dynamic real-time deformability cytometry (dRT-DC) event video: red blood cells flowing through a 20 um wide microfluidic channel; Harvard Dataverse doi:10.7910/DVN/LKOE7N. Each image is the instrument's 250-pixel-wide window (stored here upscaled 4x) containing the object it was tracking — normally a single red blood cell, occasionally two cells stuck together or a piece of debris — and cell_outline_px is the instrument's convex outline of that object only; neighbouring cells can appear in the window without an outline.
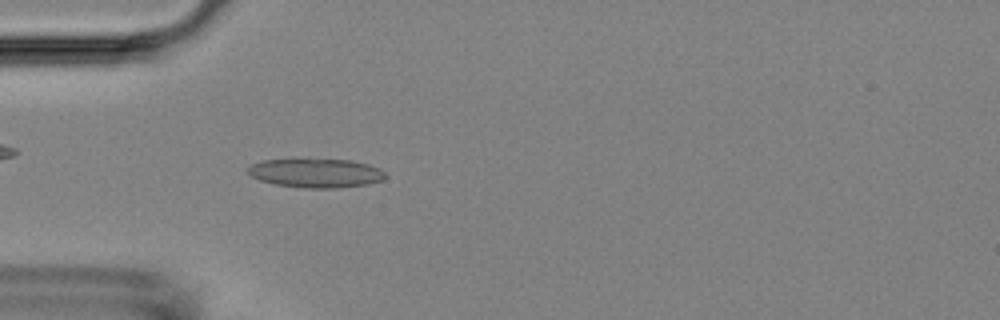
{"species": "Egyptian fruit bat (a non-hibernating species)", "species_latin": "Rousettus aegyptiacus", "temperature_condition": "room temperature", "stored_images_in_passage": 53, "camera_frame_rate_fps": 3000, "um_per_image_px": 0.085, "animal": {"sex": "female"}, "frame": {"image": 1, "passage_image": 15, "time_ms": 4.667, "image_size_px": [1000, 320], "cell_outline_px": [[384, 180], [368, 184], [336, 188], [304, 188], [276, 184], [260, 180], [252, 176], [248, 172], [248, 168], [252, 164], [260, 160], [352, 160], [368, 164], [380, 168], [384, 172]], "centroid_in_image_um": [26.88, 14.72], "position_along_channel_um": 58.1, "area_um2": 22.95}}
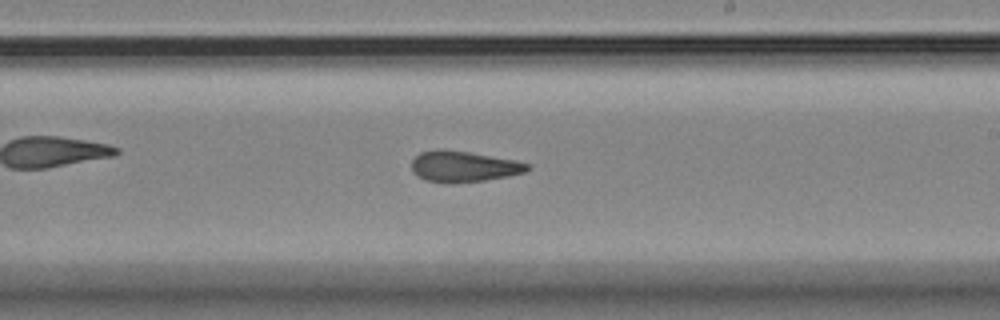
{"frame": {"image": 2, "passage_image": 31, "time_ms": 10.0, "image_size_px": [1000, 320], "cell_outline_px": [[532, 168], [524, 172], [508, 176], [484, 180], [452, 184], [448, 184], [424, 180], [416, 176], [412, 172], [412, 160], [420, 152], [440, 148], [468, 152], [516, 160], [532, 164]], "centroid_in_image_um": [39.39, 14.16], "position_along_channel_um": 249.6, "area_um2": 21.21}}
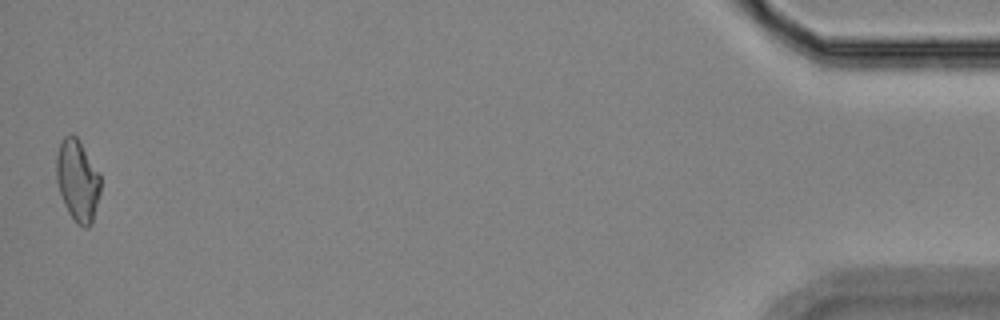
{"frame": {"image": 3, "passage_image": 53, "time_ms": 17.333, "image_size_px": [1000, 320], "cell_outline_px": [[100, 192], [92, 224], [88, 228], [84, 228], [76, 224], [68, 212], [64, 204], [56, 180], [56, 156], [60, 140], [64, 136], [72, 132], [76, 136], [100, 172]], "centroid_in_image_um": [6.59, 15.34], "position_along_channel_um": 428.6, "area_um2": 21.33}, "authors_computed_cell_mechanics": {"area_um2": 21.3282, "velocity_mm_per_s": 3.6392, "shape_relaxation_time_tau1_ms": 10.2694, "shape_relaxation_time_tau2_ms": 3.919, "deformation_change_tau1": 0.1776, "deformation_change_tau2": 0.1161}}